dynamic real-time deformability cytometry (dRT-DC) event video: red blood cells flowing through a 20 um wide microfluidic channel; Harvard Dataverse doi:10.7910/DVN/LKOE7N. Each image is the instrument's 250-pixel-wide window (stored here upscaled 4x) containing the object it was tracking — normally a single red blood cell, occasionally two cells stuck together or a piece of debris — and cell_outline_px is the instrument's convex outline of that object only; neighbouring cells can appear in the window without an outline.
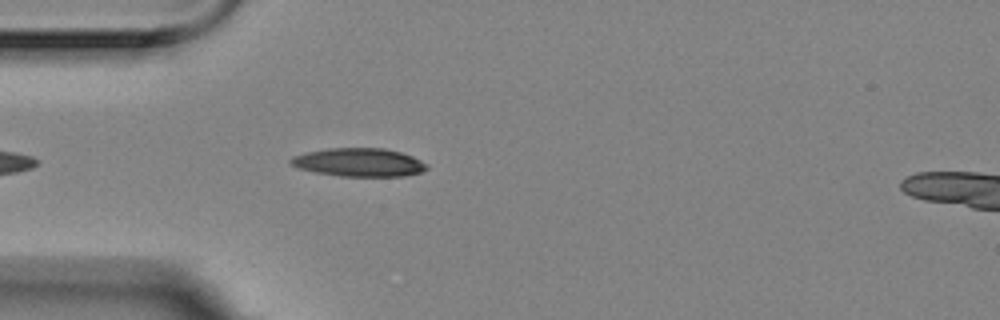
{"species": "Egyptian fruit bat (a non-hibernating species)", "species_latin": "Rousettus aegyptiacus", "temperature_condition": "room temperature", "stored_images_in_passage": 4, "camera_frame_rate_fps": 3000, "um_per_image_px": 0.085, "animal": {"sex": "female"}, "frame": {"image": 1, "passage_image": 4, "time_ms": 1.0, "image_size_px": [1000, 320], "cell_outline_px": [[428, 168], [420, 172], [404, 176], [340, 176], [316, 172], [300, 168], [288, 164], [288, 160], [292, 156], [304, 152], [328, 148], [384, 148], [400, 152], [412, 156], [428, 164]], "centroid_in_image_um": [30.48, 13.79], "position_along_channel_um": 54.5, "area_um2": 22.54}}